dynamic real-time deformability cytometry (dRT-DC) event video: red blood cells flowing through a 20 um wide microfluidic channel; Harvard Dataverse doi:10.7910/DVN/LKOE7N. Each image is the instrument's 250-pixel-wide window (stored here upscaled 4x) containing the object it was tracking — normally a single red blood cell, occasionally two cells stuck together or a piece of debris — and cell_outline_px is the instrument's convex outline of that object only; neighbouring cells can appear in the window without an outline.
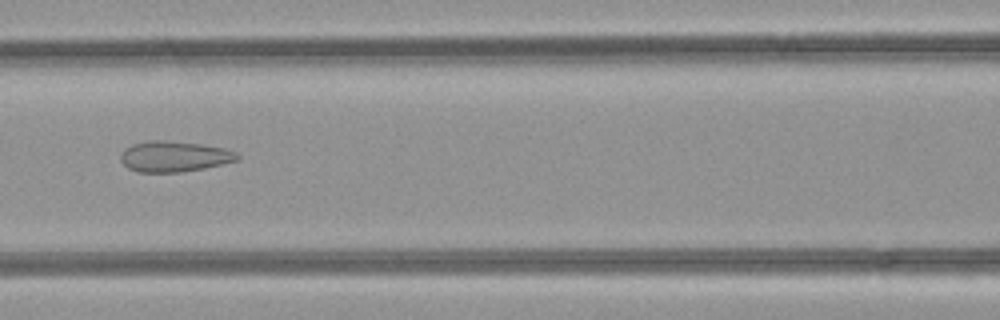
{"species": "common noctule bat (a hibernating species)", "species_latin": "Nyctalus noctula", "temperature_condition": "room temperature", "stored_images_in_passage": 29, "camera_frame_rate_fps": 3000, "um_per_image_px": 0.085, "animal": {"sex": "female", "body_mass_g": 21.9}, "frame": {"image": 1, "passage_image": 11, "time_ms": 3.333, "image_size_px": [1000, 320], "cell_outline_px": [[240, 156], [236, 160], [204, 168], [180, 172], [136, 172], [128, 168], [120, 160], [120, 156], [132, 144], [148, 140], [164, 140], [200, 144], [224, 148], [236, 152]], "centroid_in_image_um": [14.79, 13.3], "position_along_channel_um": 151.8, "area_um2": 20.63}}
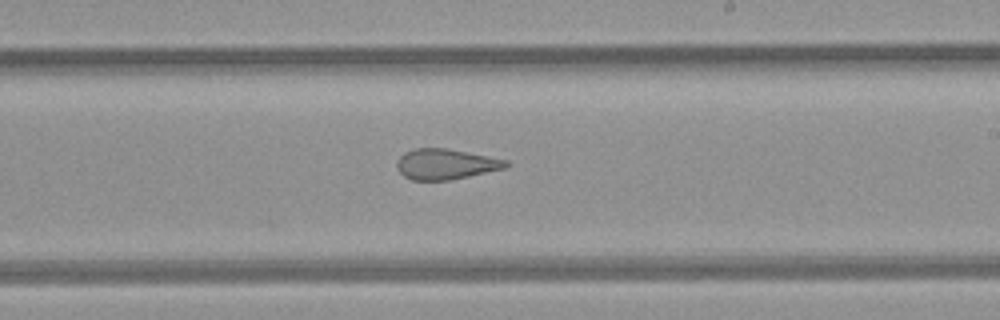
{"frame": {"image": 2, "passage_image": 18, "time_ms": 5.667, "image_size_px": [1000, 320], "cell_outline_px": [[508, 164], [504, 168], [468, 176], [448, 180], [412, 180], [404, 176], [396, 168], [396, 160], [404, 152], [416, 148], [448, 148], [508, 160]], "centroid_in_image_um": [37.83, 13.94], "position_along_channel_um": 251.2, "area_um2": 19.31}}
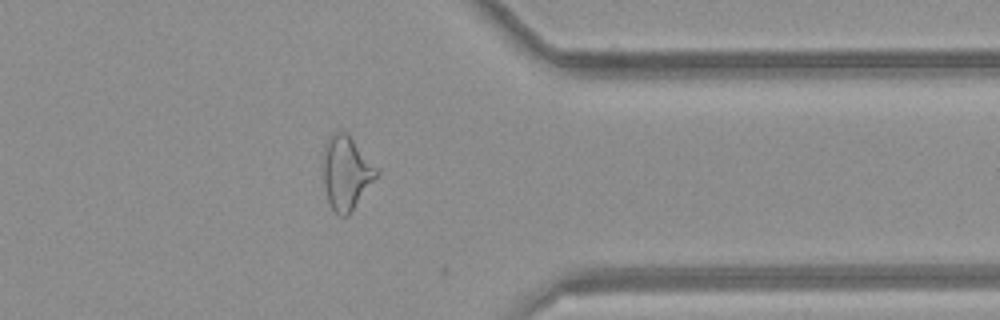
{"frame": {"image": 3, "passage_image": 28, "time_ms": 9.0, "image_size_px": [1000, 320], "cell_outline_px": [[380, 172], [348, 216], [340, 216], [332, 208], [328, 200], [324, 188], [324, 144], [328, 136], [332, 132], [344, 132], [352, 140]], "centroid_in_image_um": [29.41, 14.7], "position_along_channel_um": 382.0, "area_um2": 22.31}}